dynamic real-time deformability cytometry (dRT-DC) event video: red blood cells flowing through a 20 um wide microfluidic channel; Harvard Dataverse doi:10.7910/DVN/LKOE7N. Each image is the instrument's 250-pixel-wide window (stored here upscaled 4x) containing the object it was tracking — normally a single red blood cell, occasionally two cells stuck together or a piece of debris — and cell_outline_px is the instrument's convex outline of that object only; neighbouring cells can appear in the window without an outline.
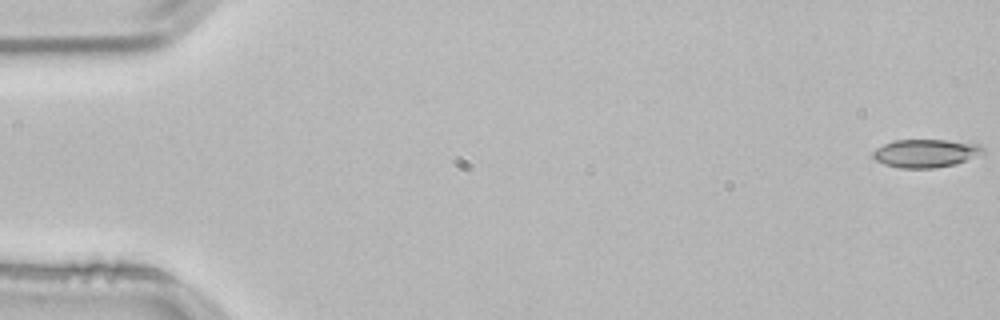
{"species": "common noctule bat (a hibernating species)", "species_latin": "Nyctalus noctula", "temperature_condition": "room temperature", "stored_images_in_passage": 53, "camera_frame_rate_fps": 3000, "um_per_image_px": 0.085, "animal": {"sex": "male", "body_mass_g": 21.5, "forearm_length_mm": 52.0}, "frame": {"image": 1, "passage_image": 1, "time_ms": 0.0, "image_size_px": [1000, 320], "cell_outline_px": [[984, 152], [956, 164], [932, 168], [900, 168], [884, 164], [876, 160], [872, 156], [872, 152], [876, 148], [884, 144], [896, 140], [944, 140], [980, 144], [984, 148]], "centroid_in_image_um": [78.66, 13.03], "position_along_channel_um": 6.3, "area_um2": 17.92}}
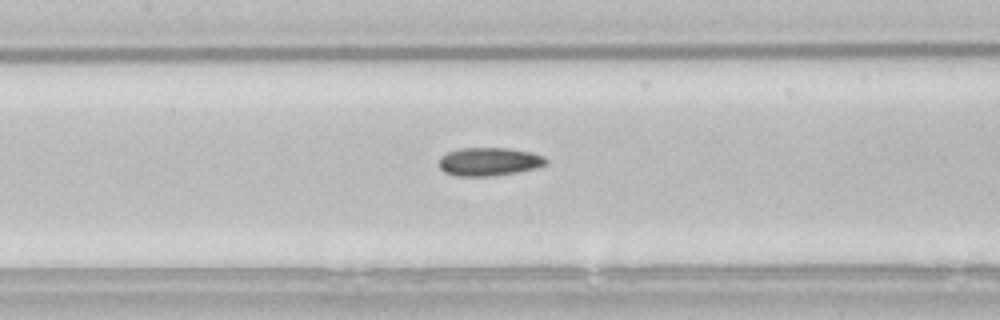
{"frame": {"image": 2, "passage_image": 25, "time_ms": 8.0, "image_size_px": [1000, 320], "cell_outline_px": [[548, 164], [536, 168], [516, 172], [492, 176], [456, 176], [444, 172], [440, 168], [440, 156], [448, 152], [460, 148], [508, 148], [532, 152], [544, 156], [548, 160]], "centroid_in_image_um": [41.6, 13.74], "position_along_channel_um": 165.8, "area_um2": 17.74}}
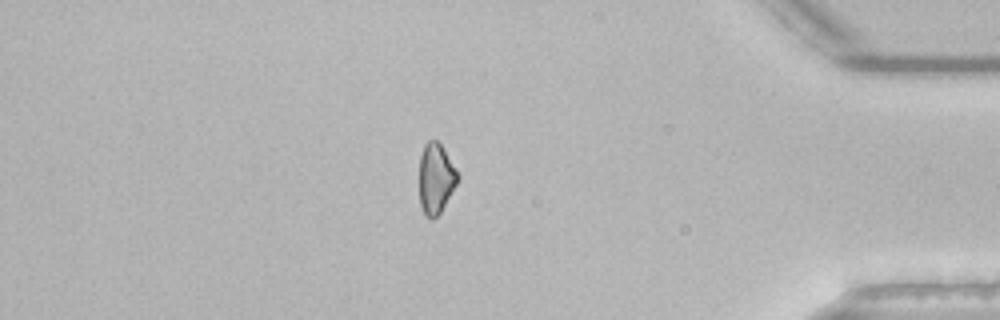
{"frame": {"image": 3, "passage_image": 46, "time_ms": 15.0, "image_size_px": [1000, 320], "cell_outline_px": [[460, 180], [440, 212], [432, 220], [424, 216], [420, 204], [420, 156], [424, 144], [428, 140], [436, 140], [440, 144], [456, 168], [460, 176]], "centroid_in_image_um": [37.06, 15.19], "position_along_channel_um": 398.1, "area_um2": 15.84}, "authors_computed_cell_mechanics": {"area_um2": 17.2244, "velocity_mm_per_s": 3.8426, "shape_relaxation_time_tau1_ms": 8.7741, "shape_relaxation_time_tau2_ms": 9.0853, "deformation_change_tau1": 0.1635, "deformation_change_tau2": 0.1728}}